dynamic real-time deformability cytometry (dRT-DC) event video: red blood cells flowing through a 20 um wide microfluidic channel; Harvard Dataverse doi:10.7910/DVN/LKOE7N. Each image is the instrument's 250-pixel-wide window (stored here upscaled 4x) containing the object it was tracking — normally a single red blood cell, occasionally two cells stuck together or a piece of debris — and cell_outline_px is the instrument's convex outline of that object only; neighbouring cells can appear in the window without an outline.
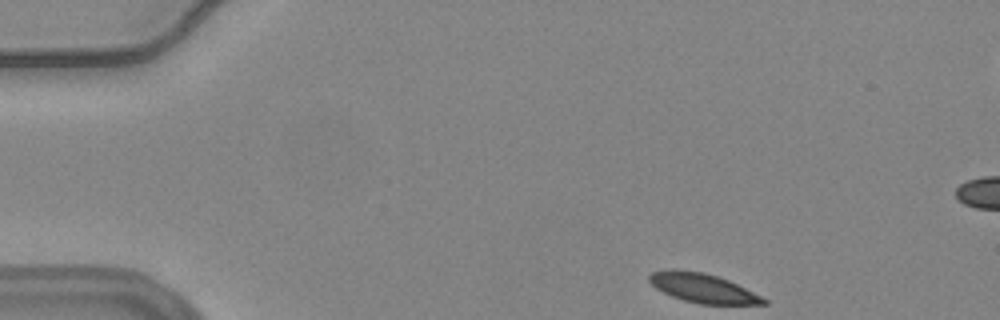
{"species": "common noctule bat (a hibernating species)", "species_latin": "Nyctalus noctula", "temperature_condition": "warm", "stored_images_in_passage": 42, "camera_frame_rate_fps": 3000, "um_per_image_px": 0.085, "animal": {"sex": "female", "body_mass_g": 24.6, "forearm_length_mm": 56.2}, "frame": {"image": 1, "passage_image": 1, "time_ms": 0.0, "image_size_px": [1000, 320], "cell_outline_px": [[768, 304], [700, 304], [684, 300], [672, 296], [656, 288], [648, 280], [648, 276], [652, 272], [664, 268], [676, 268], [704, 272], [728, 280], [768, 300]], "centroid_in_image_um": [59.68, 24.46], "position_along_channel_um": 25.3, "area_um2": 19.42}}
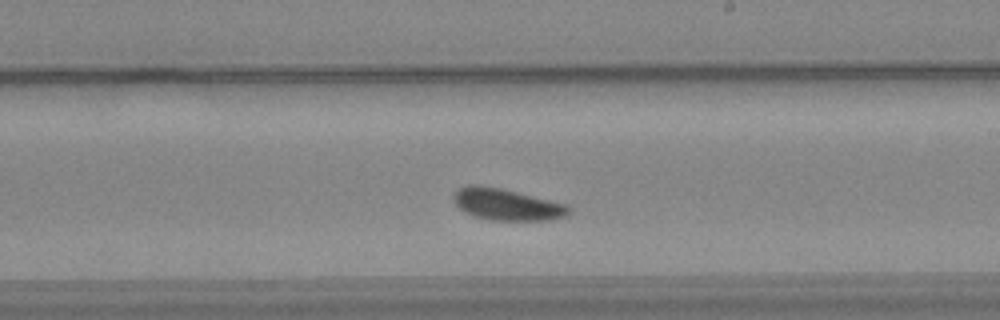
{"frame": {"image": 2, "passage_image": 26, "time_ms": 8.333, "image_size_px": [1000, 320], "cell_outline_px": [[572, 208], [564, 216], [548, 220], [492, 220], [476, 216], [464, 212], [452, 200], [452, 196], [460, 188], [468, 184], [476, 184], [500, 188], [564, 204]], "centroid_in_image_um": [43.01, 17.37], "position_along_channel_um": 246.0, "area_um2": 20.81}}
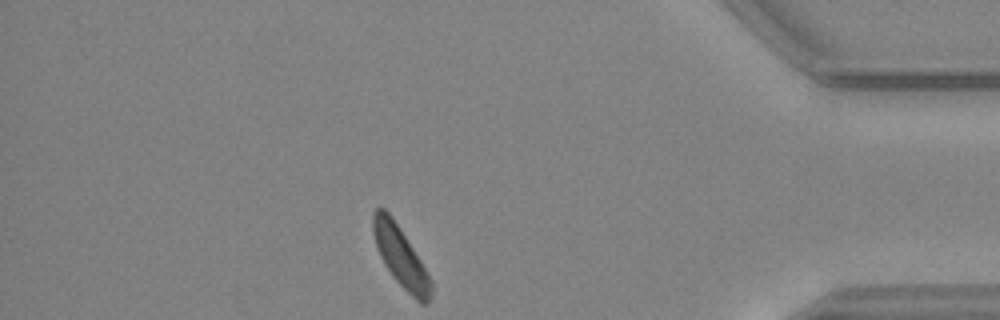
{"frame": {"image": 3, "passage_image": 42, "time_ms": 13.667, "image_size_px": [1000, 320], "cell_outline_px": [[432, 296], [428, 304], [420, 304], [392, 276], [384, 264], [380, 256], [372, 232], [372, 212], [376, 208], [384, 208], [392, 216], [432, 280]], "centroid_in_image_um": [34.05, 21.84], "position_along_channel_um": 401.2, "area_um2": 20.11}, "authors_computed_cell_mechanics": {"area_um2": 20.8658, "velocity_mm_per_s": 3.6419, "shape_relaxation_time_tau1_ms": 2.8385, "shape_relaxation_time_tau2_ms": null, "deformation_change_tau1": 0.0709, "deformation_change_tau2": null}}